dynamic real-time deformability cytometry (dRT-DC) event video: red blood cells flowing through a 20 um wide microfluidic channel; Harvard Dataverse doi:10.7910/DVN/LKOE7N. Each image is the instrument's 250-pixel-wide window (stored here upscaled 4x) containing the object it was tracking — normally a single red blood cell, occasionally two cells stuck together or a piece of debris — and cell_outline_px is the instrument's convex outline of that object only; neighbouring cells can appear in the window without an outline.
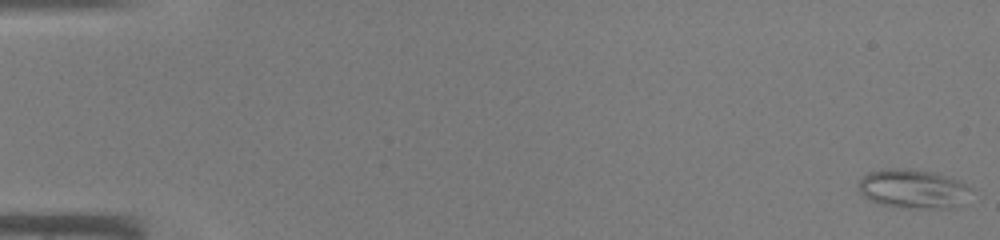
{"species": "common noctule bat (a hibernating species)", "species_latin": "Nyctalus noctula", "temperature_condition": "warm", "stored_images_in_passage": 45, "camera_frame_rate_fps": 3000, "um_per_image_px": 0.085, "animal": {"sex": "male", "body_mass_g": 19.0, "forearm_length_mm": 50.8}, "frame": {"image": 1, "passage_image": 1, "time_ms": 0.0, "image_size_px": [1000, 240], "cell_outline_px": [[972, 188], [952, 208], [928, 208], [880, 204], [868, 200], [860, 192], [860, 180], [868, 172], [880, 168], [908, 168], [932, 172], [948, 176], [960, 180]], "centroid_in_image_um": [77.55, 16.01], "position_along_channel_um": 7.4, "area_um2": 25.09}}
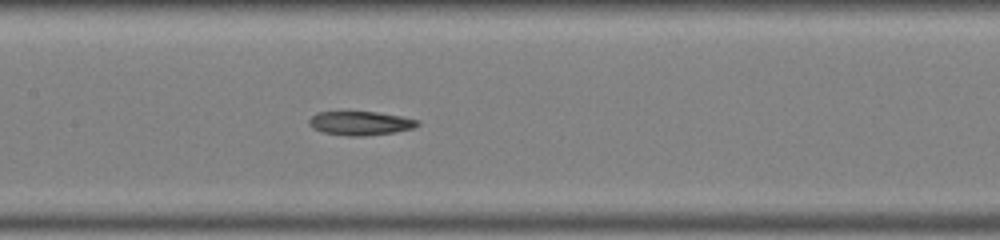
{"frame": {"image": 2, "passage_image": 23, "time_ms": 7.333, "image_size_px": [1000, 240], "cell_outline_px": [[420, 124], [412, 128], [396, 132], [364, 136], [348, 136], [324, 132], [312, 128], [308, 124], [308, 120], [316, 112], [376, 112], [400, 116], [420, 120]], "centroid_in_image_um": [30.63, 10.47], "position_along_channel_um": 176.8, "area_um2": 15.09}}
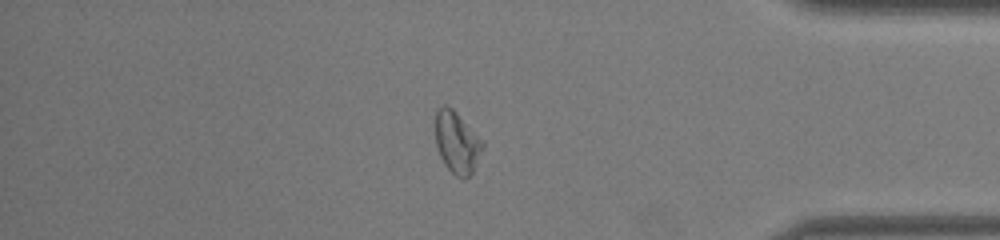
{"frame": {"image": 3, "passage_image": 39, "time_ms": 12.667, "image_size_px": [1000, 240], "cell_outline_px": [[484, 148], [472, 172], [464, 180], [456, 176], [444, 164], [440, 156], [436, 144], [436, 108], [444, 104], [452, 108], [456, 112], [484, 144]], "centroid_in_image_um": [38.82, 12.12], "position_along_channel_um": 396.4, "area_um2": 16.7}}